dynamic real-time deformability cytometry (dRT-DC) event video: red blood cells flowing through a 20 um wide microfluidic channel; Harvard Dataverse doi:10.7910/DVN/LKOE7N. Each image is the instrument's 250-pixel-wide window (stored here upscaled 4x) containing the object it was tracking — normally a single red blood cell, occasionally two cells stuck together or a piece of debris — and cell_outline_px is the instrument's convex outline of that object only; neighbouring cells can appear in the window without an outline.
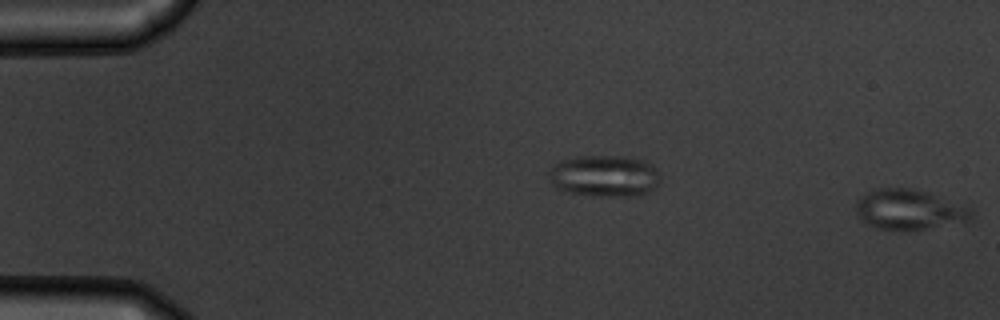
{"species": "common noctule bat (a hibernating species)", "species_latin": "Nyctalus noctula", "temperature_condition": "warm", "stored_images_in_passage": 12, "segment_of_instrument_passage": [2, 2], "camera_frame_rate_fps": 3000, "um_per_image_px": 0.085, "animal": {"sex": "male", "body_mass_g": 19.5, "forearm_length_mm": 54.6}, "frame": {"image": 1, "passage_image": 12, "time_ms": 3.667, "image_size_px": [1000, 320], "cell_outline_px": [[972, 216], [968, 220], [924, 228], [880, 228], [868, 224], [860, 220], [856, 212], [856, 200], [860, 196], [876, 188], [912, 188], [928, 192], [972, 208]], "centroid_in_image_um": [77.23, 17.77], "position_along_channel_um": 7.8, "area_um2": 26.3}}